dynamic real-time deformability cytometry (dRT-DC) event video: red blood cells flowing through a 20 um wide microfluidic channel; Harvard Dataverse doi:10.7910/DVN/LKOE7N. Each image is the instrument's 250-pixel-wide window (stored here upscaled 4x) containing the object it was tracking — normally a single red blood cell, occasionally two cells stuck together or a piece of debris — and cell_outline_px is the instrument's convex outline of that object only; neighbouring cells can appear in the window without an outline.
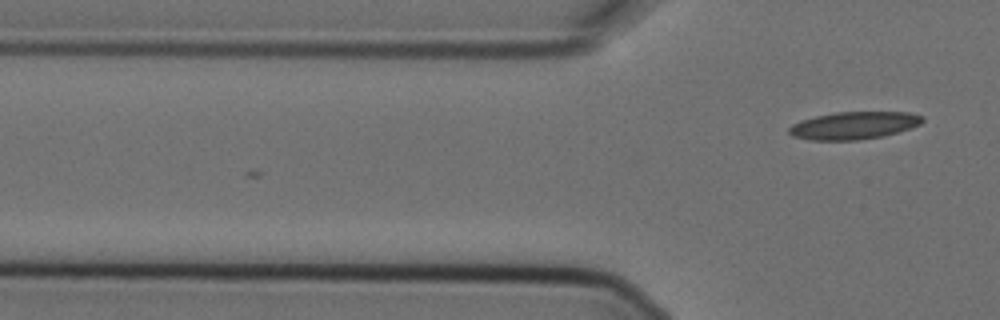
{"species": "Egyptian fruit bat (a non-hibernating species)", "species_latin": "Rousettus aegyptiacus", "temperature_condition": "cold", "stored_images_in_passage": 3, "camera_frame_rate_fps": 3000, "um_per_image_px": 0.085, "animal": {"sex": "female"}, "frame": {"image": 1, "passage_image": 3, "time_ms": 0.667, "image_size_px": [1000, 320], "cell_outline_px": [[924, 120], [920, 124], [912, 128], [880, 136], [860, 140], [812, 140], [792, 136], [788, 132], [788, 128], [792, 124], [800, 120], [816, 116], [836, 112], [908, 112], [924, 116]], "centroid_in_image_um": [72.57, 10.66], "position_along_channel_um": 53.2, "area_um2": 21.39}}